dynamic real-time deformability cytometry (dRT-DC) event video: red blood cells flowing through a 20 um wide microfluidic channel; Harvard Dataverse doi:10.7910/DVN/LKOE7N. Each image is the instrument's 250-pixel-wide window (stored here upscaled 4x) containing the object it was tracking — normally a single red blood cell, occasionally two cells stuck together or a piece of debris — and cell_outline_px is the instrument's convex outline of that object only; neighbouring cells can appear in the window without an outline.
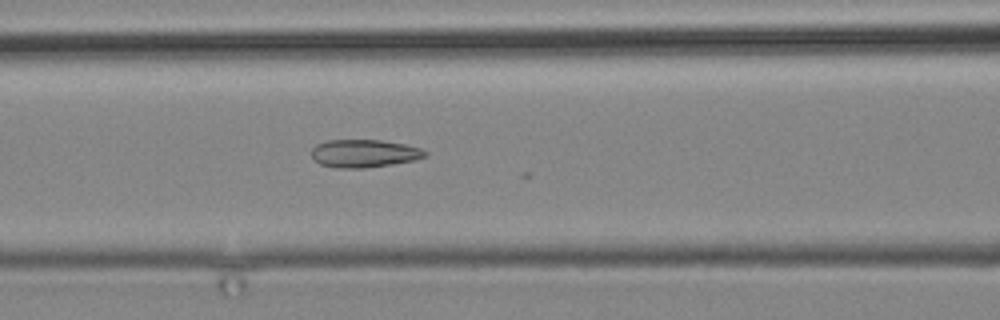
{"species": "common noctule bat (a hibernating species)", "species_latin": "Nyctalus noctula", "temperature_condition": "cold", "stored_images_in_passage": 11, "camera_frame_rate_fps": 3000, "um_per_image_px": 0.085, "animal": {"sex": "male", "body_mass_g": 19.2, "forearm_length_mm": 51.8}, "frame": {"image": 1, "passage_image": 11, "time_ms": 12.667, "image_size_px": [1000, 320], "cell_outline_px": [[428, 156], [416, 160], [364, 168], [336, 168], [320, 164], [312, 156], [312, 148], [316, 144], [328, 140], [380, 140], [404, 144], [420, 148], [428, 152]], "centroid_in_image_um": [30.97, 13.04], "position_along_channel_um": 135.6, "area_um2": 18.44}}